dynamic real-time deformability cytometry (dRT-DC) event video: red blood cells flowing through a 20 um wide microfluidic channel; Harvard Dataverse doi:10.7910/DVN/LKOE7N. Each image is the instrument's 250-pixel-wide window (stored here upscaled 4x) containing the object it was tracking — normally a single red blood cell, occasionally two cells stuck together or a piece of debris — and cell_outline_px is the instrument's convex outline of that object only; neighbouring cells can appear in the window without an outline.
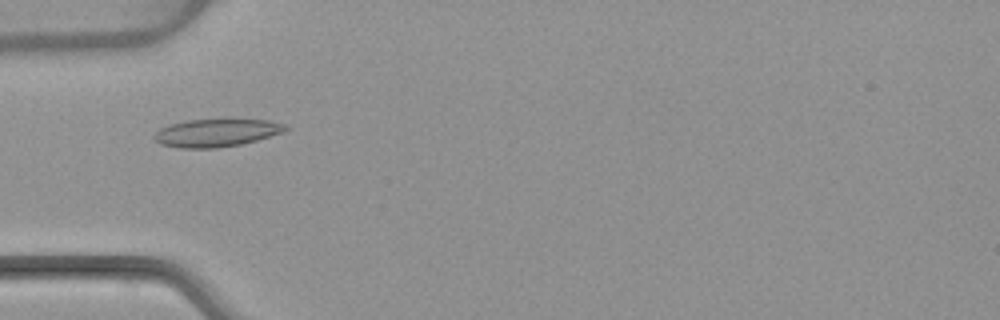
{"species": "common noctule bat (a hibernating species)", "species_latin": "Nyctalus noctula", "temperature_condition": "warm", "stored_images_in_passage": 52, "camera_frame_rate_fps": 3000, "um_per_image_px": 0.085, "animal": {"sex": "female", "body_mass_g": 22.7, "forearm_length_mm": 54.2}, "frame": {"image": 1, "passage_image": 17, "time_ms": 5.333, "image_size_px": [1000, 320], "cell_outline_px": [[288, 128], [284, 132], [256, 140], [240, 144], [216, 148], [180, 148], [160, 144], [152, 136], [160, 128], [168, 124], [188, 120], [232, 116], [268, 120], [288, 124]], "centroid_in_image_um": [18.44, 11.23], "position_along_channel_um": 66.6, "area_um2": 22.31}}
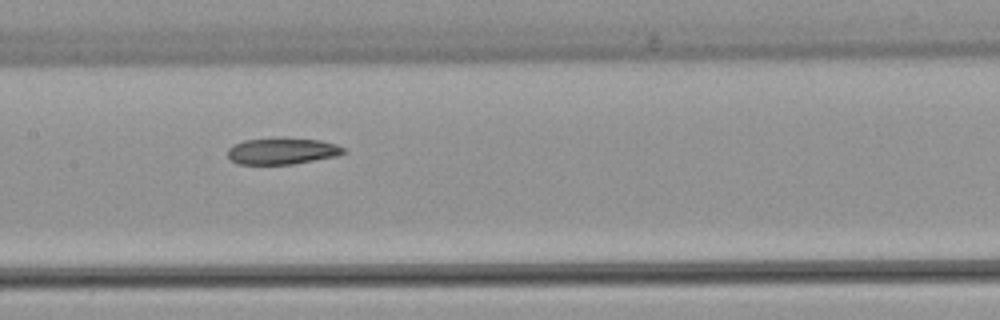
{"frame": {"image": 2, "passage_image": 26, "time_ms": 8.333, "image_size_px": [1000, 320], "cell_outline_px": [[348, 152], [336, 156], [292, 164], [236, 164], [228, 156], [228, 148], [232, 144], [244, 140], [284, 136], [320, 140], [336, 144], [344, 148]], "centroid_in_image_um": [23.98, 12.81], "position_along_channel_um": 183.4, "area_um2": 18.32}}
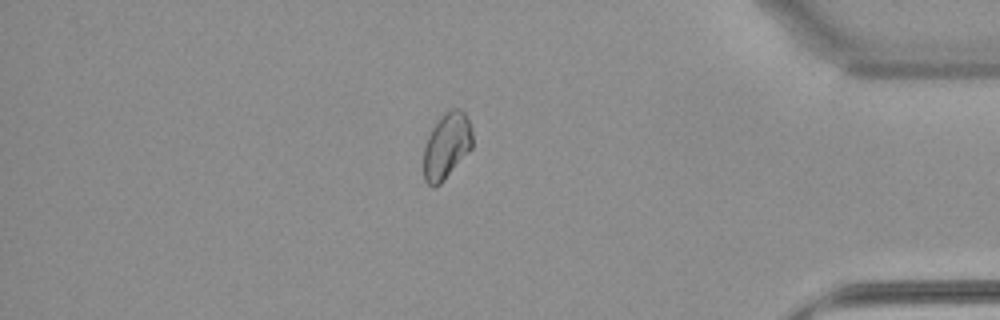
{"frame": {"image": 3, "passage_image": 45, "time_ms": 14.667, "image_size_px": [1000, 320], "cell_outline_px": [[472, 148], [444, 180], [436, 188], [432, 188], [424, 180], [424, 148], [428, 136], [432, 128], [440, 116], [444, 112], [452, 108], [460, 108], [464, 112], [472, 128]], "centroid_in_image_um": [37.96, 12.4], "position_along_channel_um": 397.2, "area_um2": 18.9}, "authors_computed_cell_mechanics": {"area_um2": 19.5364, "velocity_mm_per_s": 3.9017, "shape_relaxation_time_tau1_ms": null, "shape_relaxation_time_tau2_ms": 6.0315, "deformation_change_tau1": null, "deformation_change_tau2": 0.0864}}